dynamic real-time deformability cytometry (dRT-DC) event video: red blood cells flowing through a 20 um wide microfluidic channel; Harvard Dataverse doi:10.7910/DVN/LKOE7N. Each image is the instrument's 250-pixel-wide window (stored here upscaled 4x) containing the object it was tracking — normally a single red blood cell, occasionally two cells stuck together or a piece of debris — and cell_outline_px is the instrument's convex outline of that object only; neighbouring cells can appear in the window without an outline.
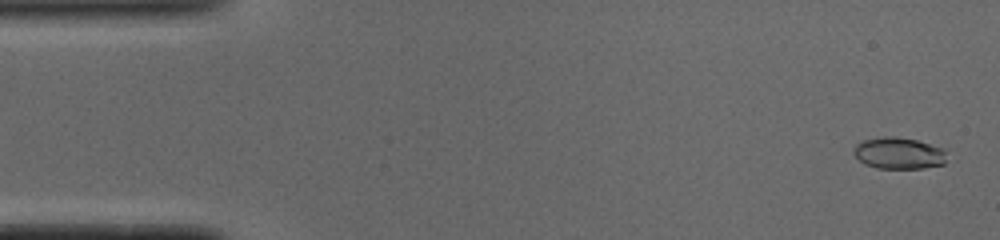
{"species": "common noctule bat (a hibernating species)", "species_latin": "Nyctalus noctula", "temperature_condition": "cold", "stored_images_in_passage": 51, "camera_frame_rate_fps": 3000, "um_per_image_px": 0.085, "animal": {"sex": "male", "body_mass_g": 19.0, "forearm_length_mm": 50.8}, "frame": {"image": 1, "passage_image": 2, "time_ms": 0.333, "image_size_px": [1000, 240], "cell_outline_px": [[944, 164], [924, 168], [876, 168], [864, 164], [852, 152], [852, 148], [856, 144], [864, 140], [884, 136], [896, 136], [916, 140], [944, 148]], "centroid_in_image_um": [76.35, 13.02], "position_along_channel_um": 8.6, "area_um2": 17.11}}
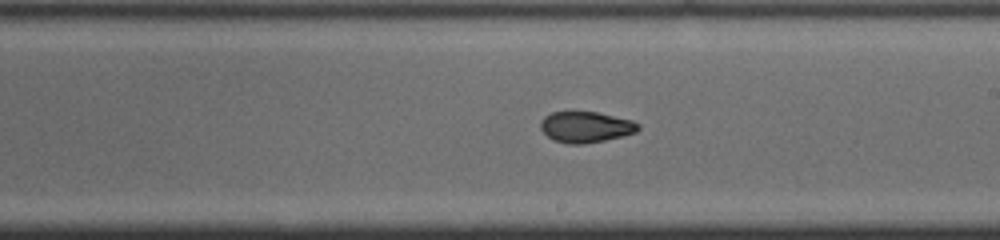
{"frame": {"image": 2, "passage_image": 29, "time_ms": 9.333, "image_size_px": [1000, 240], "cell_outline_px": [[640, 128], [636, 132], [624, 136], [584, 144], [568, 144], [552, 140], [540, 128], [540, 120], [544, 116], [552, 112], [596, 112], [632, 120], [640, 124]], "centroid_in_image_um": [49.78, 10.8], "position_along_channel_um": 239.2, "area_um2": 17.69}}
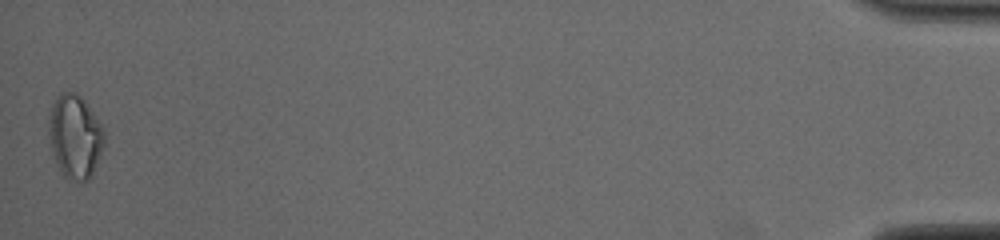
{"frame": {"image": 3, "passage_image": 51, "time_ms": 16.667, "image_size_px": [1000, 240], "cell_outline_px": [[104, 144], [92, 176], [88, 180], [80, 184], [64, 176], [60, 172], [56, 164], [48, 132], [48, 124], [52, 104], [60, 92], [76, 92], [84, 100], [104, 128]], "centroid_in_image_um": [6.38, 11.63], "position_along_channel_um": 428.8, "area_um2": 27.17}, "authors_computed_cell_mechanics": {"area_um2": 17.7446, "velocity_mm_per_s": 3.9269, "shape_relaxation_time_tau1_ms": null, "shape_relaxation_time_tau2_ms": 2.0612, "deformation_change_tau1": null, "deformation_change_tau2": 0.0682}}